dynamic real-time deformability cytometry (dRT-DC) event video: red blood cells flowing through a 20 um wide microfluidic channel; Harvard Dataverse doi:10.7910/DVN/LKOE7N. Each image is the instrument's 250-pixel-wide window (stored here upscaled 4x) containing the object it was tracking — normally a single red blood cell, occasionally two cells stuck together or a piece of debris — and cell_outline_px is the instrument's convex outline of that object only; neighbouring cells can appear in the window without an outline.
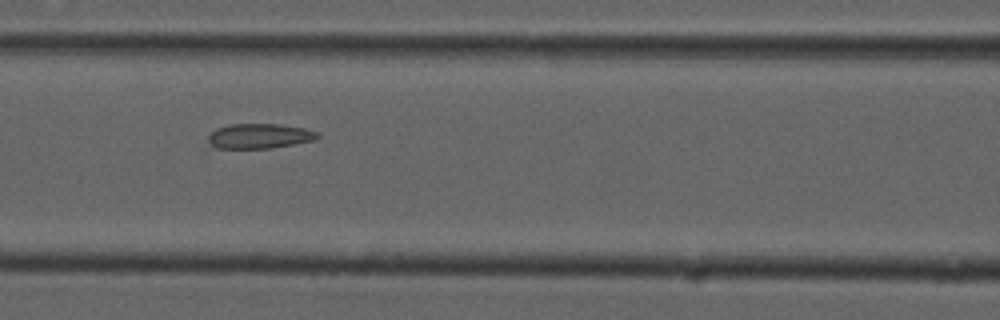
{"species": "common noctule bat (a hibernating species)", "species_latin": "Nyctalus noctula", "temperature_condition": "cold", "stored_images_in_passage": 39, "camera_frame_rate_fps": 3000, "um_per_image_px": 0.085, "animal": {"sex": "male", "forearm_length_mm": 52.5}, "frame": {"image": 1, "passage_image": 29, "time_ms": 9.333, "image_size_px": [1000, 320], "cell_outline_px": [[320, 136], [316, 140], [268, 148], [216, 148], [208, 140], [208, 136], [216, 128], [228, 124], [280, 124], [304, 128], [316, 132]], "centroid_in_image_um": [22.05, 11.55], "position_along_channel_um": 144.6, "area_um2": 15.72}}
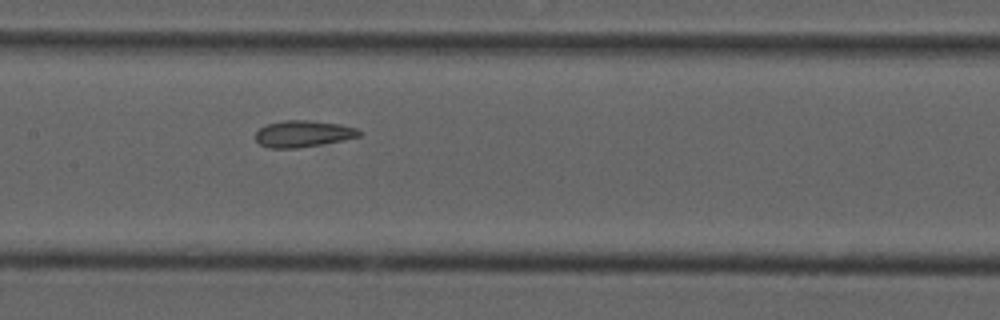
{"frame": {"image": 2, "passage_image": 32, "time_ms": 10.333, "image_size_px": [1000, 320], "cell_outline_px": [[360, 136], [324, 144], [296, 148], [268, 148], [260, 144], [256, 140], [256, 132], [260, 128], [268, 124], [284, 120], [308, 120], [336, 124], [356, 128], [360, 132]], "centroid_in_image_um": [25.73, 11.38], "position_along_channel_um": 181.7, "area_um2": 15.84}}
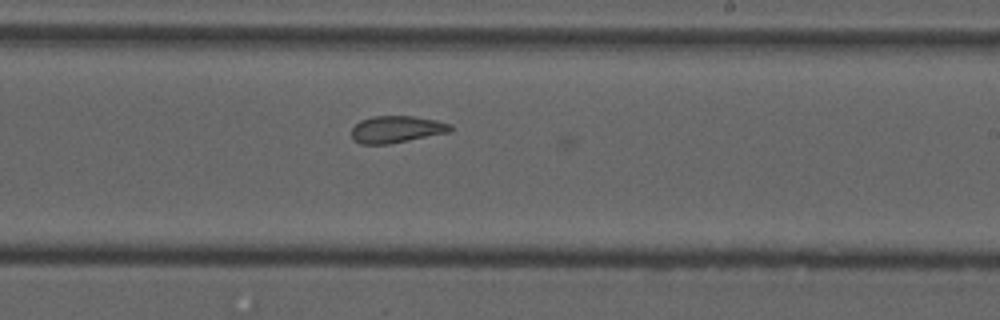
{"frame": {"image": 3, "passage_image": 38, "time_ms": 12.333, "image_size_px": [1000, 320], "cell_outline_px": [[452, 132], [388, 144], [360, 144], [352, 136], [352, 128], [360, 120], [372, 116], [412, 116], [436, 120], [452, 124]], "centroid_in_image_um": [33.74, 10.99], "position_along_channel_um": 255.3, "area_um2": 15.55}}